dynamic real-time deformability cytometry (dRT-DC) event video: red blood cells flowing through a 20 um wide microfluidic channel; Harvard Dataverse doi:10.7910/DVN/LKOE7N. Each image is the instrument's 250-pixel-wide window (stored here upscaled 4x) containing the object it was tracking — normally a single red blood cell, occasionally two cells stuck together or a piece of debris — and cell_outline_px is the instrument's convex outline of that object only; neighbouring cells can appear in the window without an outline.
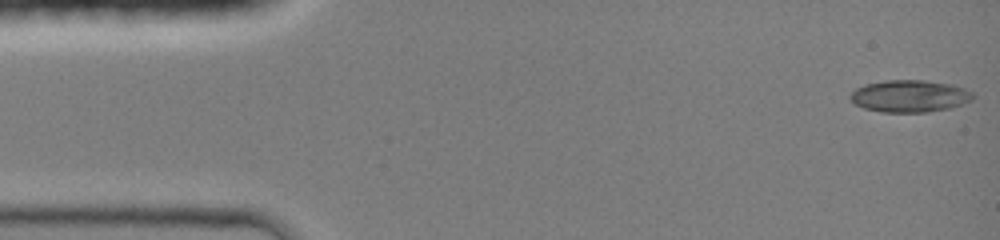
{"species": "common noctule bat (a hibernating species)", "species_latin": "Nyctalus noctula", "temperature_condition": "room temperature", "stored_images_in_passage": 44, "camera_frame_rate_fps": 3000, "um_per_image_px": 0.085, "animal": {"sex": "female", "body_mass_g": 19.0, "forearm_length_mm": 51.5}, "frame": {"image": 1, "passage_image": 1, "time_ms": 0.0, "image_size_px": [1000, 240], "cell_outline_px": [[976, 96], [972, 100], [964, 104], [952, 108], [928, 112], [880, 112], [864, 108], [856, 104], [848, 96], [856, 88], [864, 84], [884, 80], [924, 80], [952, 84], [964, 88], [972, 92]], "centroid_in_image_um": [77.35, 8.17], "position_along_channel_um": 7.6, "area_um2": 23.24}}
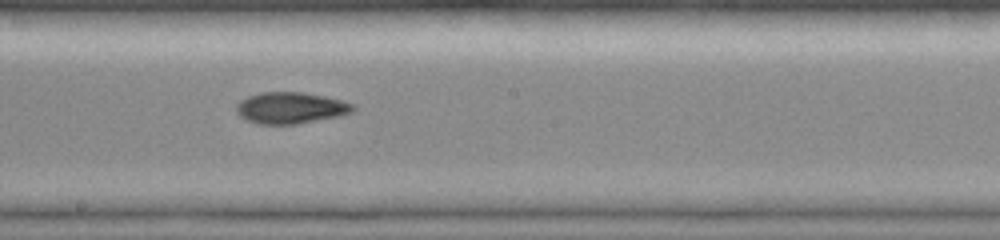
{"frame": {"image": 2, "passage_image": 24, "time_ms": 7.667, "image_size_px": [1000, 240], "cell_outline_px": [[356, 108], [352, 112], [340, 116], [296, 124], [256, 124], [240, 116], [236, 112], [236, 104], [240, 100], [248, 96], [260, 92], [300, 92], [324, 96], [356, 104]], "centroid_in_image_um": [24.7, 9.17], "position_along_channel_um": 223.5, "area_um2": 21.44}}
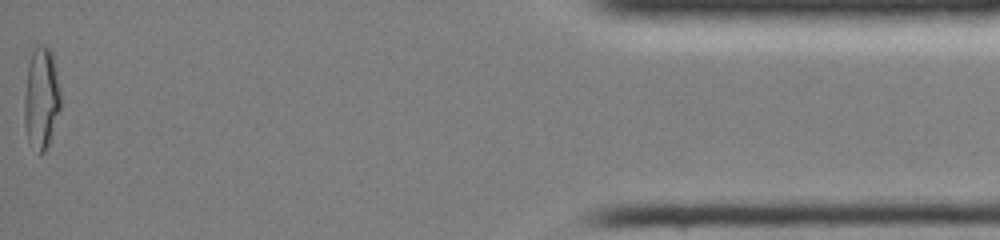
{"frame": {"image": 3, "passage_image": 44, "time_ms": 14.333, "image_size_px": [1000, 240], "cell_outline_px": [[60, 108], [48, 144], [44, 152], [40, 152], [28, 140], [24, 128], [24, 92], [28, 64], [32, 52], [36, 44], [48, 44], [52, 52], [60, 92]], "centroid_in_image_um": [3.49, 8.27], "position_along_channel_um": 431.7, "area_um2": 21.44}}